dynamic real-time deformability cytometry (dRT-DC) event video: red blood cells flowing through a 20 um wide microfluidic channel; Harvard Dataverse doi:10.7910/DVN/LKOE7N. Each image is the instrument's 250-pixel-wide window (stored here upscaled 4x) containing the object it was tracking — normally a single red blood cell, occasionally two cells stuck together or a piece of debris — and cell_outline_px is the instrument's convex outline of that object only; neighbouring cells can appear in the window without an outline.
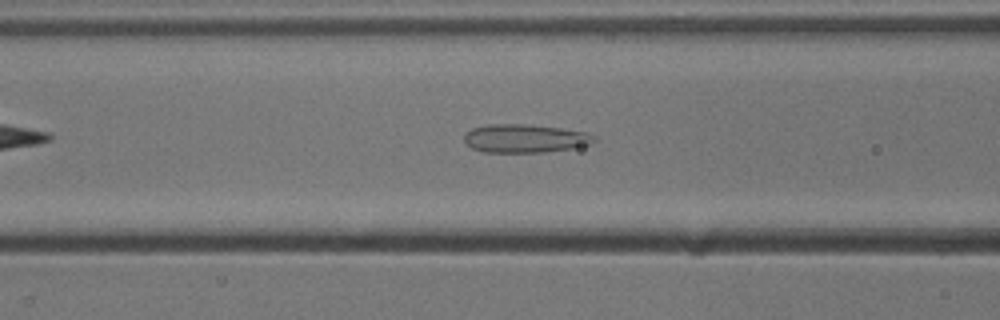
{"species": "common noctule bat (a hibernating species)", "species_latin": "Nyctalus noctula", "temperature_condition": "cold", "stored_images_in_passage": 40, "camera_frame_rate_fps": 3000, "um_per_image_px": 0.085, "animal": {"sex": "male", "body_mass_g": 13.3}, "frame": {"image": 1, "passage_image": 8, "time_ms": 2.333, "image_size_px": [1000, 320], "cell_outline_px": [[596, 140], [592, 144], [572, 148], [544, 152], [484, 152], [472, 148], [464, 140], [464, 132], [472, 128], [488, 124], [524, 124], [560, 128], [584, 132], [596, 136]], "centroid_in_image_um": [44.61, 11.76], "position_along_channel_um": 122.0, "area_um2": 21.5}}
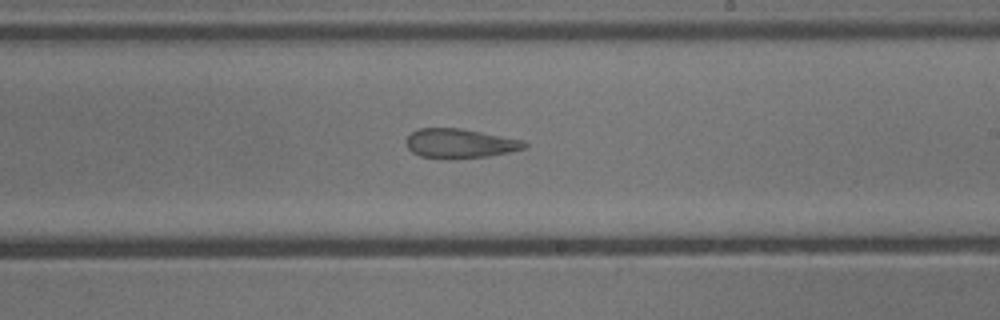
{"frame": {"image": 2, "passage_image": 18, "time_ms": 5.667, "image_size_px": [1000, 320], "cell_outline_px": [[528, 144], [524, 148], [508, 152], [488, 156], [448, 160], [420, 156], [412, 152], [408, 148], [408, 136], [412, 132], [420, 128], [460, 128], [524, 140]], "centroid_in_image_um": [39.09, 12.2], "position_along_channel_um": 249.9, "area_um2": 20.23}}
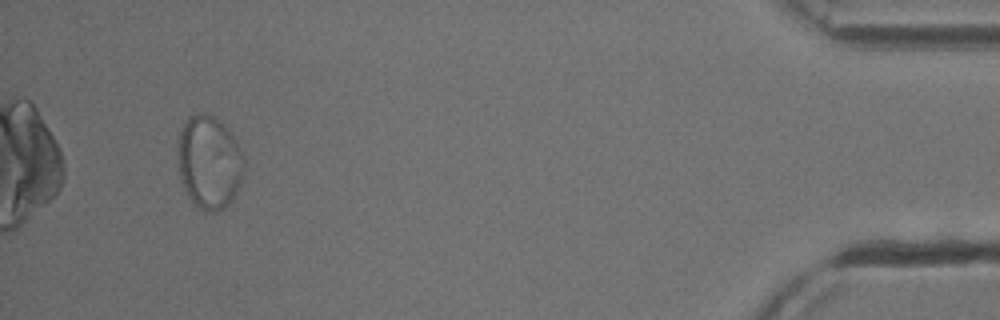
{"frame": {"image": 3, "passage_image": 37, "time_ms": 12.0, "image_size_px": [1000, 320], "cell_outline_px": [[244, 172], [236, 192], [228, 204], [224, 208], [212, 212], [204, 212], [188, 196], [184, 188], [180, 176], [180, 132], [188, 116], [200, 112], [204, 112], [212, 116], [224, 124], [228, 128], [236, 140], [244, 160]], "centroid_in_image_um": [17.81, 13.78], "position_along_channel_um": 417.4, "area_um2": 35.43}}